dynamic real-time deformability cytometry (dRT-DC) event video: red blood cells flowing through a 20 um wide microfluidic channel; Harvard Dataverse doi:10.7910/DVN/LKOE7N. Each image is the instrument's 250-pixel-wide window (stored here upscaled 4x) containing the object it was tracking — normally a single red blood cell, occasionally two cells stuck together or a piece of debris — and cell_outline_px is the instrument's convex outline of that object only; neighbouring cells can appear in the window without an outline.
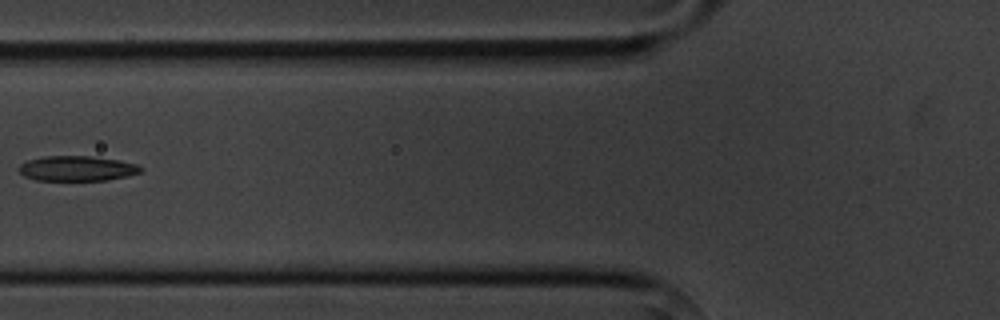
{"species": "common noctule bat (a hibernating species)", "species_latin": "Nyctalus noctula", "temperature_condition": "cold", "stored_images_in_passage": 5, "camera_frame_rate_fps": 3000, "um_per_image_px": 0.085, "animal": {"sex": "male", "body_mass_g": 20.1, "forearm_length_mm": 53.5}, "frame": {"image": 1, "passage_image": 4, "time_ms": 3.667, "image_size_px": [1000, 320], "cell_outline_px": [[144, 168], [140, 172], [128, 176], [108, 180], [36, 180], [24, 176], [16, 168], [20, 164], [28, 160], [44, 156], [88, 156], [120, 160], [136, 164]], "centroid_in_image_um": [6.54, 14.32], "position_along_channel_um": 119.3, "area_um2": 17.86}}
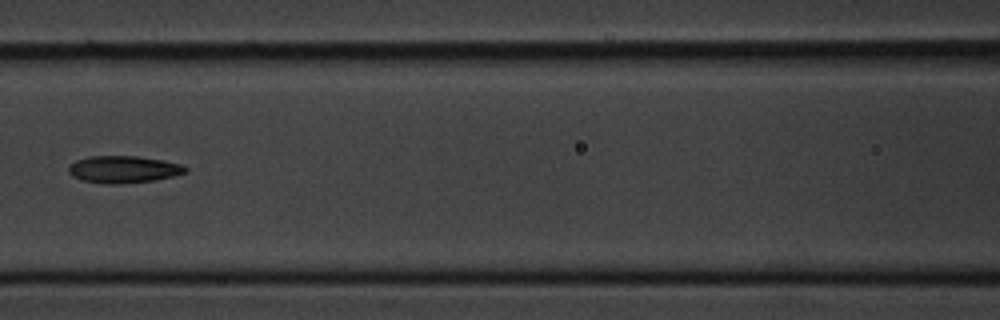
{"frame": {"image": 2, "passage_image": 5, "time_ms": 4.667, "image_size_px": [1000, 320], "cell_outline_px": [[188, 172], [156, 180], [120, 184], [104, 184], [80, 180], [72, 176], [68, 172], [68, 168], [76, 160], [88, 156], [136, 156], [164, 160], [180, 164], [188, 168]], "centroid_in_image_um": [10.49, 14.4], "position_along_channel_um": 156.1, "area_um2": 18.61}}